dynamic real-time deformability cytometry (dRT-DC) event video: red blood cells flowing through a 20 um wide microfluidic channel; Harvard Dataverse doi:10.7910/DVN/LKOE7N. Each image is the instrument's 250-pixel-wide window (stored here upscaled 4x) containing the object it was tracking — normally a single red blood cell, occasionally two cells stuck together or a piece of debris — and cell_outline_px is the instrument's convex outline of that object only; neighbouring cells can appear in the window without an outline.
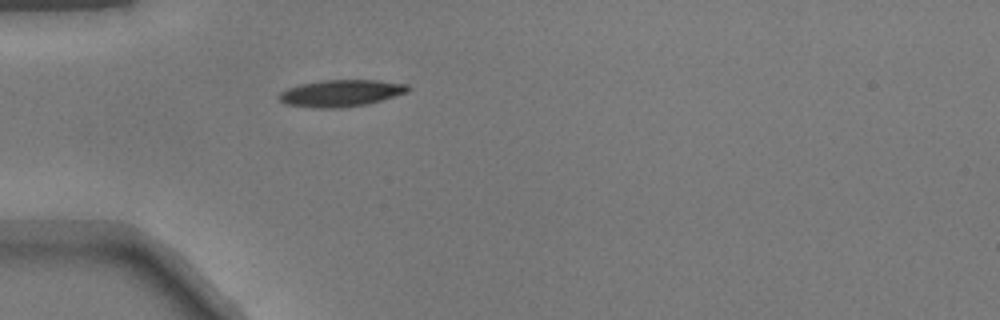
{"species": "common noctule bat (a hibernating species)", "species_latin": "Nyctalus noctula", "temperature_condition": "warm", "stored_images_in_passage": 36, "camera_frame_rate_fps": 3000, "um_per_image_px": 0.085, "animal": {"sex": "male", "body_mass_g": 17.9}, "frame": {"image": 1, "passage_image": 1, "time_ms": 0.0, "image_size_px": [1000, 320], "cell_outline_px": [[408, 92], [368, 104], [340, 108], [312, 108], [284, 104], [276, 96], [280, 92], [288, 88], [300, 84], [324, 80], [376, 80], [408, 84]], "centroid_in_image_um": [28.94, 7.93], "position_along_channel_um": 56.1, "area_um2": 20.23}}
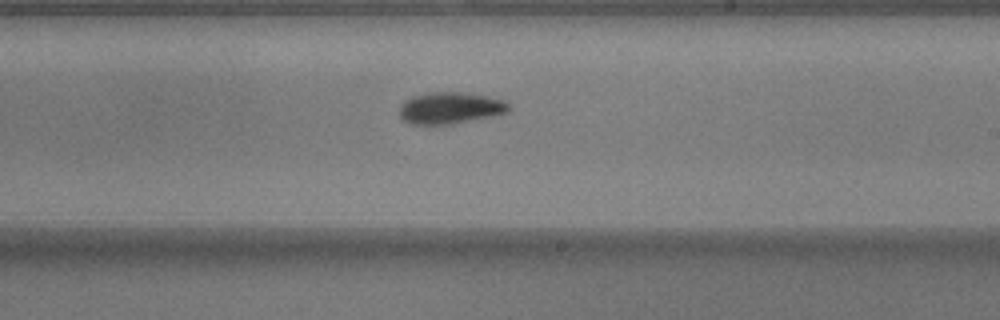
{"frame": {"image": 2, "passage_image": 16, "time_ms": 5.0, "image_size_px": [1000, 320], "cell_outline_px": [[512, 108], [508, 112], [500, 116], [452, 124], [412, 124], [404, 120], [400, 116], [400, 108], [404, 100], [412, 96], [432, 92], [464, 92], [488, 96], [508, 100]], "centroid_in_image_um": [38.38, 9.18], "position_along_channel_um": 250.6, "area_um2": 20.69}}
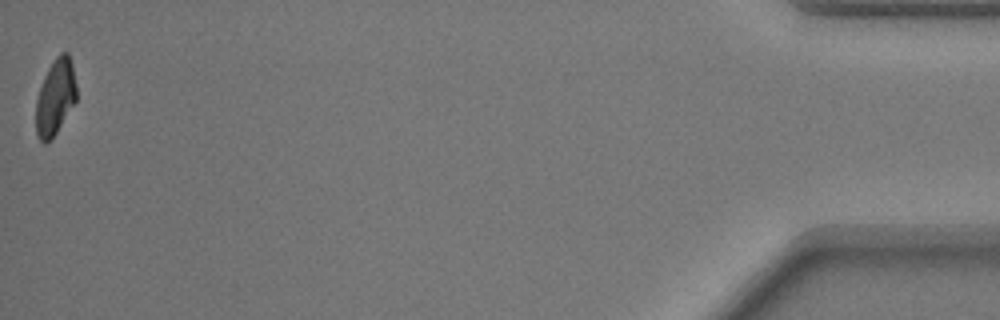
{"frame": {"image": 3, "passage_image": 36, "time_ms": 11.667, "image_size_px": [1000, 320], "cell_outline_px": [[76, 100], [56, 132], [44, 144], [36, 136], [36, 100], [44, 76], [48, 68], [56, 56], [60, 52], [68, 52], [72, 64], [76, 84]], "centroid_in_image_um": [4.7, 8.22], "position_along_channel_um": 430.5, "area_um2": 17.69}}